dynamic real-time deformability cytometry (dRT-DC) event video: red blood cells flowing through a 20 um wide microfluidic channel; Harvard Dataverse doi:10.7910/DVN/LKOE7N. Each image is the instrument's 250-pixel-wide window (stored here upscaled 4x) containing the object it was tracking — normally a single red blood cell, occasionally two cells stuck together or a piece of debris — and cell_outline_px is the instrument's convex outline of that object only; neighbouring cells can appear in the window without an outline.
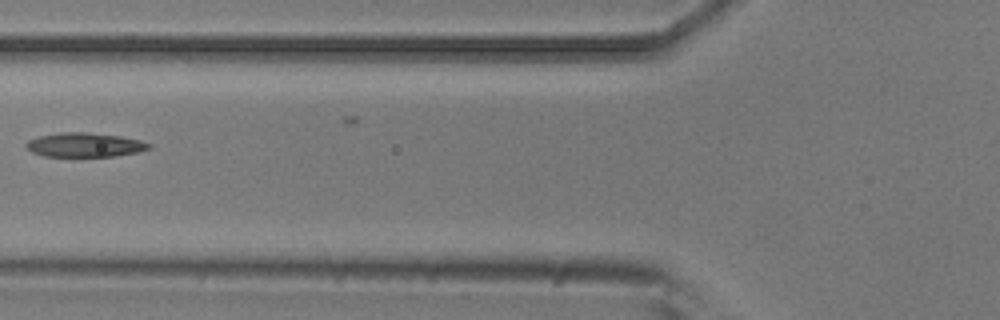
{"species": "common noctule bat (a hibernating species)", "species_latin": "Nyctalus noctula", "temperature_condition": "room temperature", "stored_images_in_passage": 4, "camera_frame_rate_fps": 3000, "um_per_image_px": 0.085, "animal": {"sex": "male", "body_mass_g": 20.5, "forearm_length_mm": 52.5}, "frame": {"image": 1, "passage_image": 2, "time_ms": 0.333, "image_size_px": [1000, 320], "cell_outline_px": [[152, 148], [136, 152], [116, 156], [44, 156], [32, 152], [24, 144], [28, 140], [40, 136], [60, 132], [84, 132], [120, 136], [140, 140], [152, 144]], "centroid_in_image_um": [7.21, 12.31], "position_along_channel_um": 118.6, "area_um2": 17.22}}
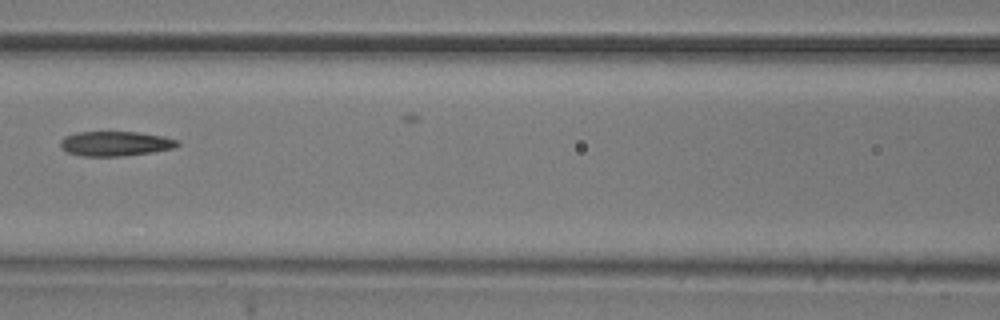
{"frame": {"image": 2, "passage_image": 3, "time_ms": 0.667, "image_size_px": [1000, 320], "cell_outline_px": [[180, 144], [176, 148], [152, 152], [124, 156], [80, 156], [68, 152], [60, 148], [60, 140], [64, 136], [76, 132], [136, 132], [164, 136], [180, 140]], "centroid_in_image_um": [9.82, 12.21], "position_along_channel_um": 156.8, "area_um2": 17.11}}